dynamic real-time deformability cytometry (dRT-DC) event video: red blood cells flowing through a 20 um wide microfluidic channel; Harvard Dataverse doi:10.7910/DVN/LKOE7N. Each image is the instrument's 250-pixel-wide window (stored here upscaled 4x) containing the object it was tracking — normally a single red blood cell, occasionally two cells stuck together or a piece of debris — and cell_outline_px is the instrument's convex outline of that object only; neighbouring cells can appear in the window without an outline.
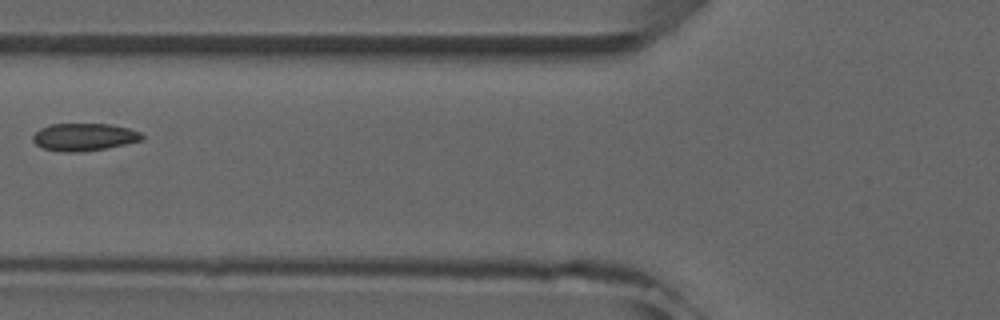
{"species": "common noctule bat (a hibernating species)", "species_latin": "Nyctalus noctula", "temperature_condition": "room temperature", "stored_images_in_passage": 6, "camera_frame_rate_fps": 3000, "um_per_image_px": 0.085, "animal": {"sex": "male", "forearm_length_mm": 52.5}, "frame": {"image": 1, "passage_image": 6, "time_ms": 7.333, "image_size_px": [1000, 320], "cell_outline_px": [[144, 140], [108, 148], [80, 152], [64, 152], [44, 148], [36, 144], [32, 140], [32, 136], [40, 128], [52, 124], [112, 124], [128, 128], [140, 132], [144, 136]], "centroid_in_image_um": [7.18, 11.65], "position_along_channel_um": 118.6, "area_um2": 17.57}}